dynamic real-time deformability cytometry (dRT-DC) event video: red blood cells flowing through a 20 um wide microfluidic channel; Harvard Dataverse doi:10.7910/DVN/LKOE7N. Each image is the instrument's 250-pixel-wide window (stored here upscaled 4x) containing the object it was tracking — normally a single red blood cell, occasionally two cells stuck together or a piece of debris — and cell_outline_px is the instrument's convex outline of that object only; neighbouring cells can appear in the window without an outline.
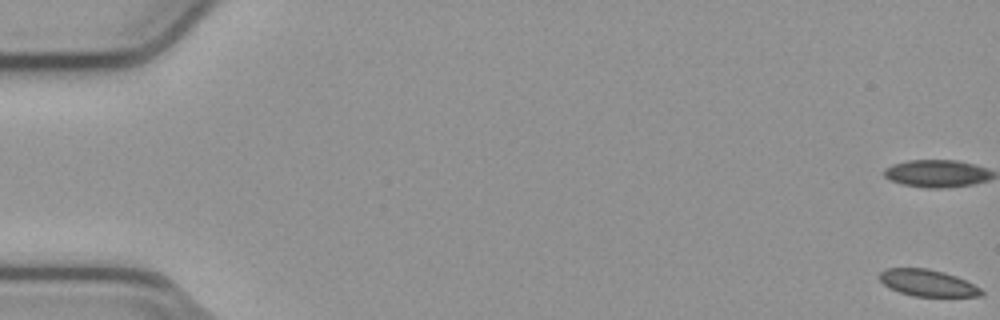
{"species": "common noctule bat (a hibernating species)", "species_latin": "Nyctalus noctula", "temperature_condition": "cold", "stored_images_in_passage": 55, "camera_frame_rate_fps": 3000, "um_per_image_px": 0.085, "animal": {"sex": "male", "body_mass_g": 23.1, "forearm_length_mm": 52.7}, "frame": {"image": 1, "passage_image": 1, "time_ms": 0.0, "image_size_px": [1000, 320], "cell_outline_px": [[984, 296], [912, 296], [888, 288], [876, 276], [884, 268], [928, 268], [944, 272], [956, 276], [980, 288], [984, 292]], "centroid_in_image_um": [78.8, 24.04], "position_along_channel_um": 6.2, "area_um2": 15.9}}